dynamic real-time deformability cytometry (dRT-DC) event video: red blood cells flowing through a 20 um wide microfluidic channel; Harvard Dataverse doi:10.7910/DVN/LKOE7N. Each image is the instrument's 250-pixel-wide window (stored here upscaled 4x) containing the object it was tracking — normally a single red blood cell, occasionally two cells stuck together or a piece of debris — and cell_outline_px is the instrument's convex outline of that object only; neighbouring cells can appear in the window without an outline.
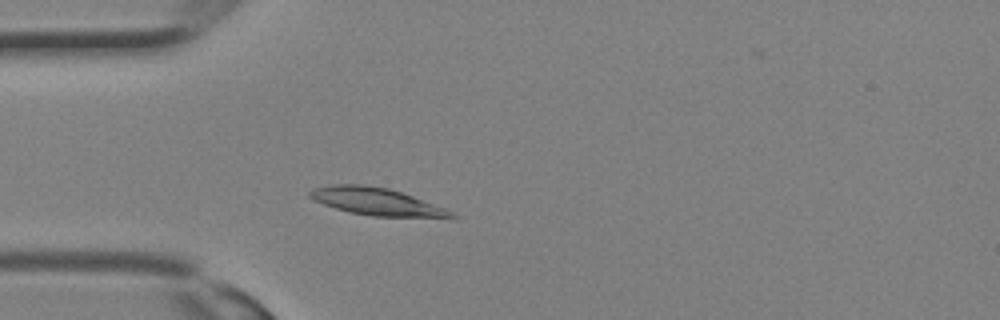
{"species": "Egyptian fruit bat (a non-hibernating species)", "species_latin": "Rousettus aegyptiacus", "temperature_condition": "room temperature", "stored_images_in_passage": 17, "camera_frame_rate_fps": 3000, "um_per_image_px": 0.085, "animal": {"sex": "female"}, "frame": {"image": 1, "passage_image": 5, "time_ms": 1.333, "image_size_px": [1000, 320], "cell_outline_px": [[456, 220], [372, 216], [348, 212], [312, 200], [308, 196], [308, 192], [316, 188], [332, 184], [360, 184], [388, 188], [412, 196], [444, 208], [452, 212], [456, 216]], "centroid_in_image_um": [32.1, 17.18], "position_along_channel_um": 52.9, "area_um2": 23.06}}
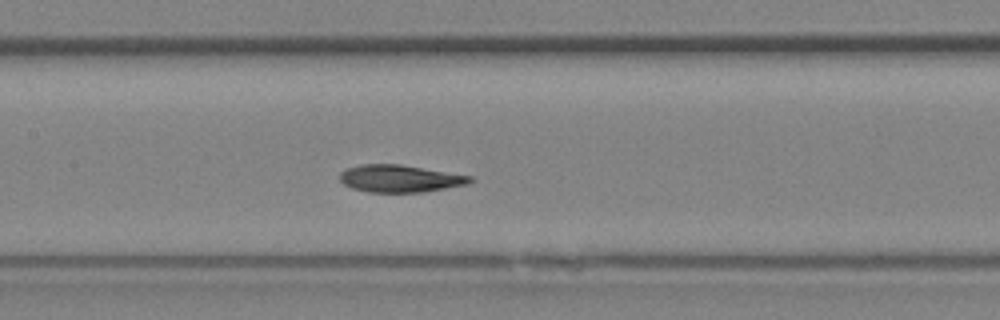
{"frame": {"image": 2, "passage_image": 11, "time_ms": 3.333, "image_size_px": [1000, 320], "cell_outline_px": [[476, 180], [468, 184], [424, 192], [368, 192], [352, 188], [344, 184], [340, 180], [340, 172], [348, 168], [360, 164], [400, 164], [472, 176]], "centroid_in_image_um": [34.01, 15.18], "position_along_channel_um": 173.4, "area_um2": 20.75}}
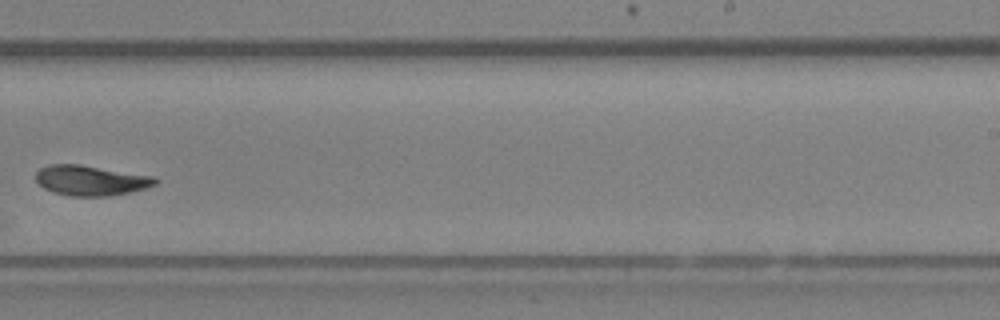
{"frame": {"image": 3, "passage_image": 16, "time_ms": 5.0, "image_size_px": [1000, 320], "cell_outline_px": [[160, 180], [156, 184], [144, 188], [128, 192], [108, 196], [68, 196], [44, 188], [36, 180], [36, 172], [40, 168], [48, 164], [80, 164], [152, 176]], "centroid_in_image_um": [7.7, 15.33], "position_along_channel_um": 281.3, "area_um2": 20.81}}